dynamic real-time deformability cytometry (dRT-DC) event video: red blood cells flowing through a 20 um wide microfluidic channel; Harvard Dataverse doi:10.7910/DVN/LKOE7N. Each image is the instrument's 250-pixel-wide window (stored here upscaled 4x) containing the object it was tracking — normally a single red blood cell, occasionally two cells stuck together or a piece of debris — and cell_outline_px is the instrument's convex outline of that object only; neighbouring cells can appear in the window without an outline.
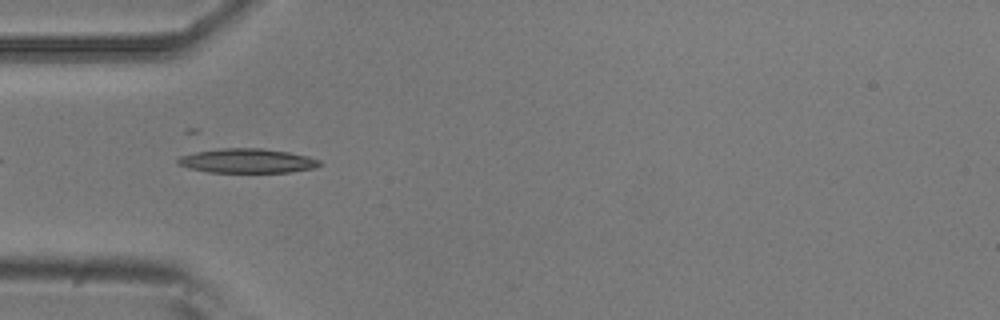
{"species": "common noctule bat (a hibernating species)", "species_latin": "Nyctalus noctula", "temperature_condition": "room temperature", "stored_images_in_passage": 8, "camera_frame_rate_fps": 3000, "um_per_image_px": 0.085, "animal": {"sex": "male", "body_mass_g": 20.5, "forearm_length_mm": 52.5}, "frame": {"image": 1, "passage_image": 2, "time_ms": 0.333, "image_size_px": [1000, 320], "cell_outline_px": [[324, 164], [316, 168], [288, 172], [208, 172], [188, 168], [176, 164], [176, 160], [180, 156], [196, 152], [220, 148], [264, 148], [288, 152], [308, 156], [320, 160]], "centroid_in_image_um": [21.03, 13.67], "position_along_channel_um": 64.0, "area_um2": 20.29}}